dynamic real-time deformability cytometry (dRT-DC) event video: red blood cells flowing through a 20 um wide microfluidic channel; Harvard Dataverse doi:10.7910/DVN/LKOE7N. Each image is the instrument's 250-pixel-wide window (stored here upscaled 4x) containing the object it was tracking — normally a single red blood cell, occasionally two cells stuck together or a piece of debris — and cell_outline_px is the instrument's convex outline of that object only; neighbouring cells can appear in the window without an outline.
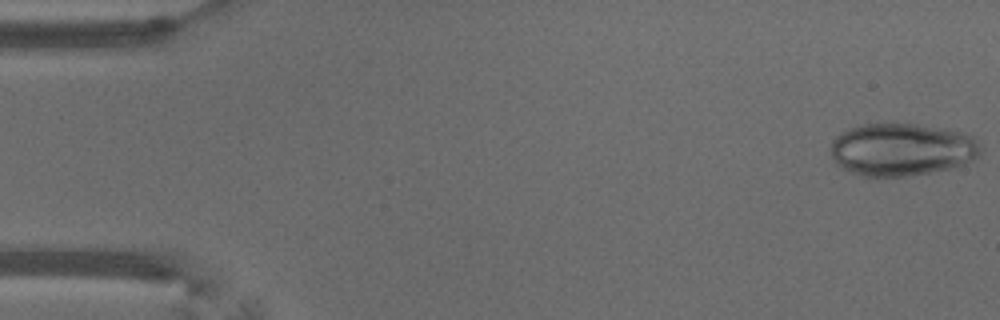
{"species": "common noctule bat (a hibernating species)", "species_latin": "Nyctalus noctula", "temperature_condition": "warm", "stored_images_in_passage": 52, "camera_frame_rate_fps": 3000, "um_per_image_px": 0.085, "animal": {"sex": "male", "body_mass_g": 18.8}, "frame": {"image": 1, "passage_image": 1, "time_ms": 0.0, "image_size_px": [1000, 320], "cell_outline_px": [[984, 148], [972, 160], [964, 164], [948, 168], [928, 172], [904, 176], [864, 176], [840, 168], [836, 164], [832, 156], [832, 140], [836, 136], [848, 128], [864, 124], [916, 124], [940, 128], [960, 132], [972, 136]], "centroid_in_image_um": [76.64, 12.7], "position_along_channel_um": 8.4, "area_um2": 45.6}}
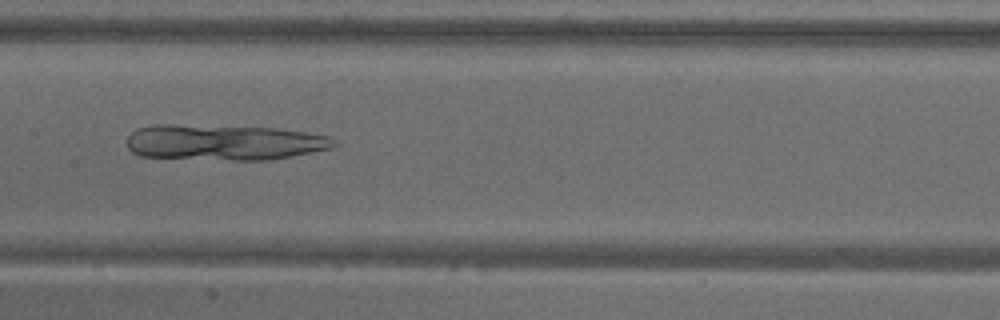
{"frame": {"image": 2, "passage_image": 26, "time_ms": 8.333, "image_size_px": [1000, 320], "cell_outline_px": [[340, 144], [332, 148], [312, 152], [268, 160], [232, 160], [140, 156], [132, 152], [128, 148], [128, 136], [136, 128], [152, 124], [168, 124], [276, 128], [332, 136]], "centroid_in_image_um": [19.06, 12.09], "position_along_channel_um": 188.3, "area_um2": 43.23}}
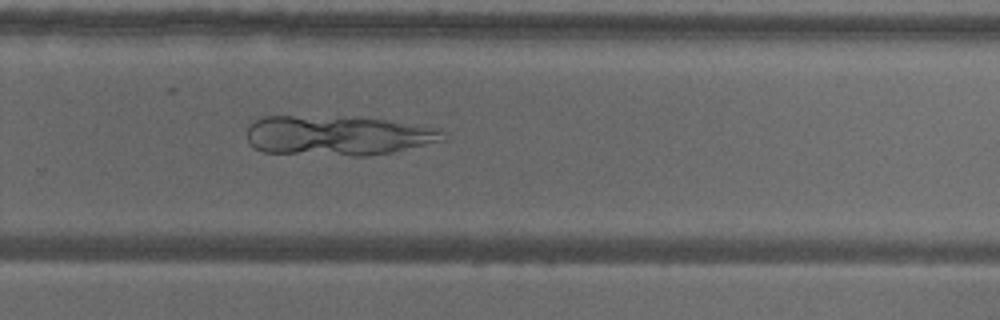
{"frame": {"image": 3, "passage_image": 35, "time_ms": 11.333, "image_size_px": [1000, 320], "cell_outline_px": [[448, 140], [392, 152], [368, 156], [352, 156], [264, 152], [256, 148], [248, 140], [248, 124], [260, 116], [292, 116], [384, 120], [436, 128], [448, 132]], "centroid_in_image_um": [28.74, 11.54], "position_along_channel_um": 301.1, "area_um2": 45.2}}